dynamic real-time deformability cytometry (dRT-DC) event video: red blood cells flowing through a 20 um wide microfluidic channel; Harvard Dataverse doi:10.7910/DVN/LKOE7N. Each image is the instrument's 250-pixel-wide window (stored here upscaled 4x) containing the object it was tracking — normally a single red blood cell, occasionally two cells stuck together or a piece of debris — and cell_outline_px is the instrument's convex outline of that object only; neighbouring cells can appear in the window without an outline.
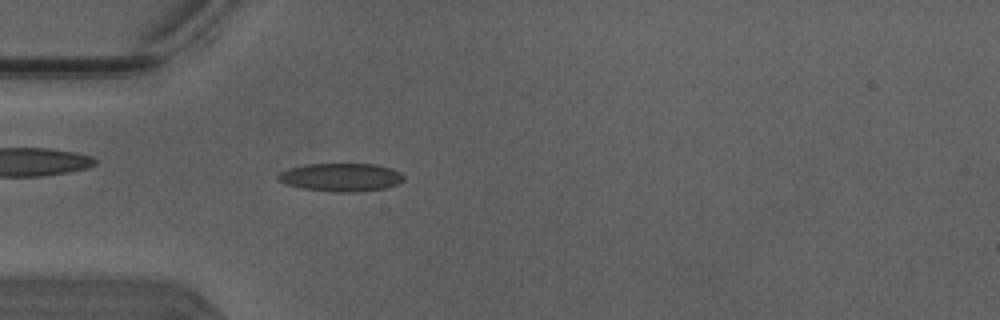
{"species": "Egyptian fruit bat (a non-hibernating species)", "species_latin": "Rousettus aegyptiacus", "temperature_condition": "warm", "stored_images_in_passage": 43, "camera_frame_rate_fps": 3000, "um_per_image_px": 0.085, "animal": {"sex": "male"}, "frame": {"image": 1, "passage_image": 8, "time_ms": 2.333, "image_size_px": [1000, 320], "cell_outline_px": [[404, 180], [396, 184], [384, 188], [356, 192], [332, 192], [300, 188], [284, 184], [276, 176], [280, 172], [288, 168], [308, 164], [376, 164], [392, 168], [400, 172], [404, 176]], "centroid_in_image_um": [28.97, 15.07], "position_along_channel_um": 56.0, "area_um2": 20.75}}
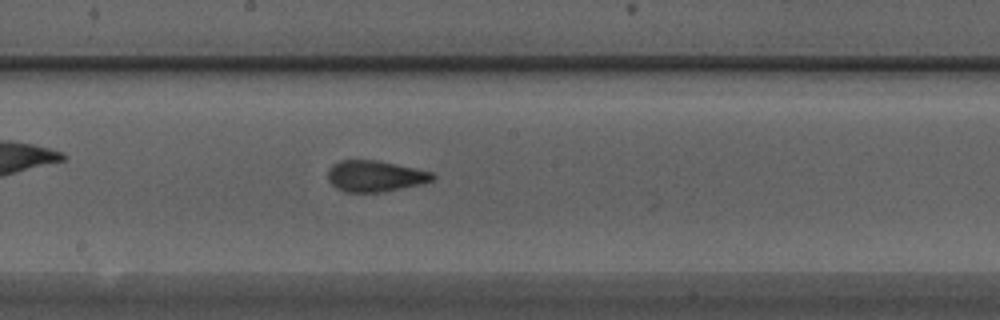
{"frame": {"image": 2, "passage_image": 20, "time_ms": 6.333, "image_size_px": [1000, 320], "cell_outline_px": [[436, 176], [432, 180], [424, 184], [384, 192], [344, 192], [336, 188], [328, 180], [328, 168], [332, 164], [340, 160], [376, 160], [396, 164], [432, 172]], "centroid_in_image_um": [31.88, 14.98], "position_along_channel_um": 216.3, "area_um2": 19.19}}
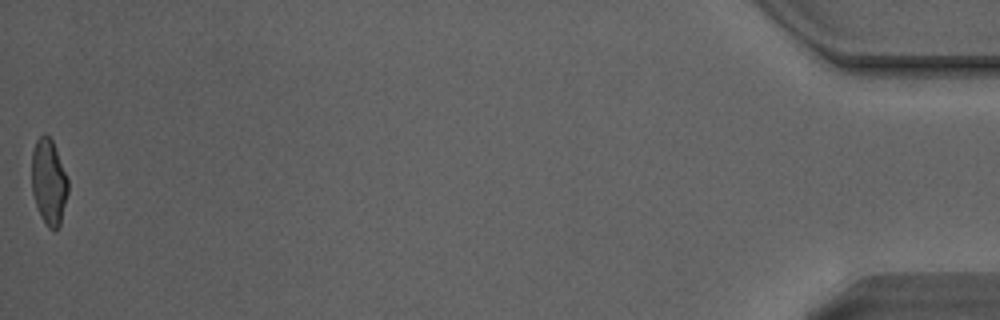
{"frame": {"image": 3, "passage_image": 43, "time_ms": 14.0, "image_size_px": [1000, 320], "cell_outline_px": [[68, 192], [60, 224], [56, 232], [48, 228], [40, 216], [32, 192], [32, 152], [36, 140], [44, 132], [52, 140], [68, 180]], "centroid_in_image_um": [4.14, 15.49], "position_along_channel_um": 431.1, "area_um2": 18.09}, "authors_computed_cell_mechanics": {"area_um2": 19.1896, "velocity_mm_per_s": 4.1416, "shape_relaxation_time_tau1_ms": 4.2651, "shape_relaxation_time_tau2_ms": 0.9068, "deformation_change_tau1": 0.1979, "deformation_change_tau2": 0.0911}}